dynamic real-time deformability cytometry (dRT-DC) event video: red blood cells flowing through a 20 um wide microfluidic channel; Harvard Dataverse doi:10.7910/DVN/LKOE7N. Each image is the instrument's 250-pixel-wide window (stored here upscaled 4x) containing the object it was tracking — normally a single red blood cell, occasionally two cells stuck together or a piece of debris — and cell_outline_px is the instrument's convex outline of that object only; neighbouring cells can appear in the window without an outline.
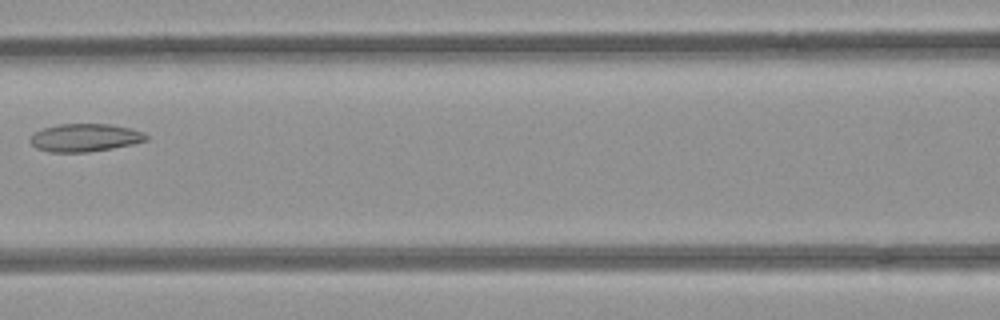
{"species": "common noctule bat (a hibernating species)", "species_latin": "Nyctalus noctula", "temperature_condition": "room temperature", "stored_images_in_passage": 4, "camera_frame_rate_fps": 3000, "um_per_image_px": 0.085, "animal": {"sex": "female", "body_mass_g": 21.9}, "frame": {"image": 1, "passage_image": 3, "time_ms": 0.667, "image_size_px": [1000, 320], "cell_outline_px": [[148, 140], [132, 144], [112, 148], [88, 152], [48, 152], [36, 148], [28, 140], [36, 132], [44, 128], [60, 124], [112, 124], [128, 128], [140, 132], [148, 136]], "centroid_in_image_um": [7.2, 11.71], "position_along_channel_um": 159.4, "area_um2": 18.67}}
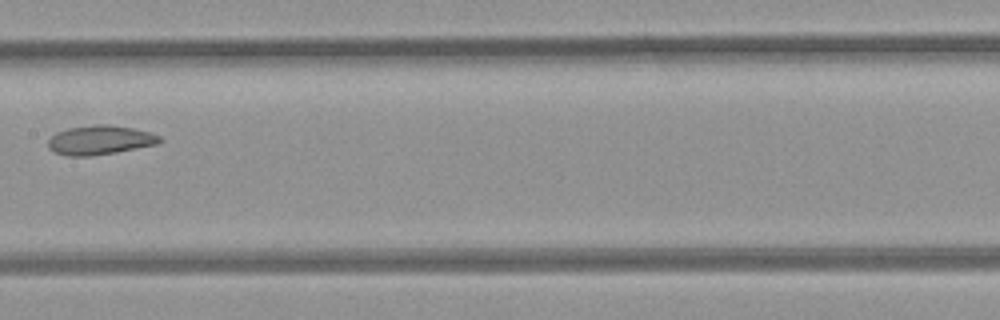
{"frame": {"image": 2, "passage_image": 4, "time_ms": 1.0, "image_size_px": [1000, 320], "cell_outline_px": [[164, 140], [156, 144], [116, 152], [92, 156], [68, 156], [56, 152], [48, 148], [48, 140], [56, 132], [68, 128], [96, 124], [108, 124], [132, 128], [148, 132], [160, 136]], "centroid_in_image_um": [8.48, 11.9], "position_along_channel_um": 198.9, "area_um2": 18.9}}